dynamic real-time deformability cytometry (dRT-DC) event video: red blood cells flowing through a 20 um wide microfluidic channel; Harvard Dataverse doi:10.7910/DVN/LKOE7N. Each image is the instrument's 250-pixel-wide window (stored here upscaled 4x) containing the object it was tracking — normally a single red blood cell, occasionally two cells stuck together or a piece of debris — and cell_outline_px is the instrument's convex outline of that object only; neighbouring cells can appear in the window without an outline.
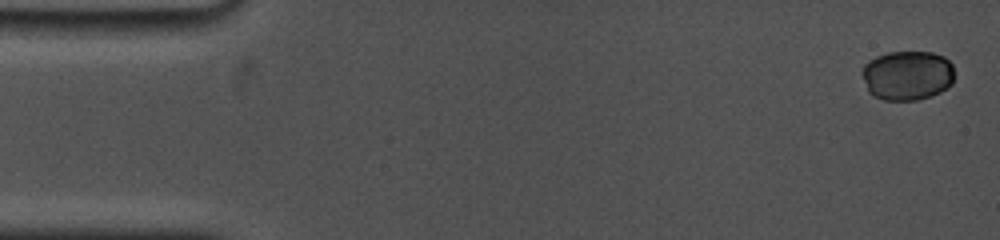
{"species": "common noctule bat (a hibernating species)", "species_latin": "Nyctalus noctula", "temperature_condition": "cold", "stored_images_in_passage": 9, "camera_frame_rate_fps": 5000, "um_per_image_px": 0.085, "animal": {"sex": "female", "body_mass_g": 19.0, "forearm_length_mm": 53.3}, "frame": {"image": 1, "passage_image": 1, "time_ms": 0.0, "image_size_px": [1000, 240], "cell_outline_px": [[956, 76], [952, 84], [940, 92], [932, 96], [916, 100], [884, 100], [868, 92], [860, 72], [864, 64], [868, 60], [876, 56], [888, 52], [932, 52], [944, 56], [952, 64]], "centroid_in_image_um": [77.13, 6.4], "position_along_channel_um": 7.9, "area_um2": 27.17}}
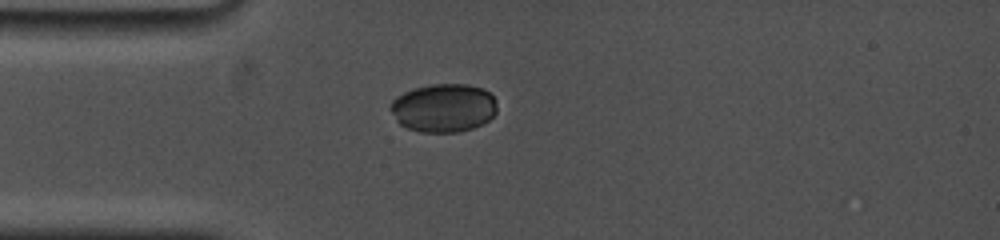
{"frame": {"image": 2, "passage_image": 7, "time_ms": 4.2, "image_size_px": [1000, 240], "cell_outline_px": [[496, 112], [488, 120], [472, 128], [456, 132], [420, 132], [408, 128], [400, 124], [396, 120], [388, 108], [392, 100], [396, 96], [404, 92], [416, 88], [432, 84], [468, 84], [484, 88], [496, 100]], "centroid_in_image_um": [37.68, 9.16], "position_along_channel_um": 47.3, "area_um2": 30.11}}
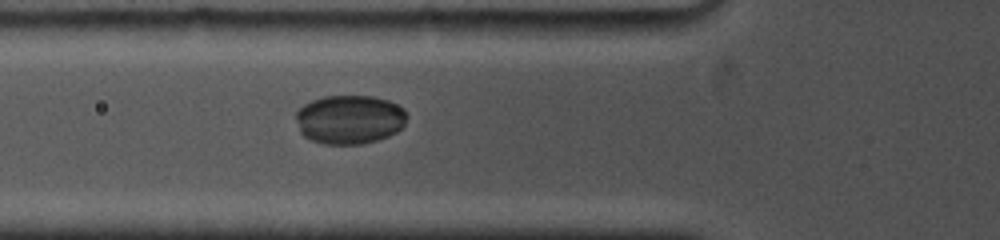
{"frame": {"image": 3, "passage_image": 9, "time_ms": 5.8, "image_size_px": [1000, 240], "cell_outline_px": [[408, 116], [404, 124], [396, 132], [388, 136], [376, 140], [360, 144], [324, 144], [312, 140], [304, 136], [300, 132], [296, 120], [296, 112], [304, 104], [312, 100], [324, 96], [372, 96], [388, 100], [404, 108]], "centroid_in_image_um": [29.71, 10.15], "position_along_channel_um": 96.1, "area_um2": 31.73}}